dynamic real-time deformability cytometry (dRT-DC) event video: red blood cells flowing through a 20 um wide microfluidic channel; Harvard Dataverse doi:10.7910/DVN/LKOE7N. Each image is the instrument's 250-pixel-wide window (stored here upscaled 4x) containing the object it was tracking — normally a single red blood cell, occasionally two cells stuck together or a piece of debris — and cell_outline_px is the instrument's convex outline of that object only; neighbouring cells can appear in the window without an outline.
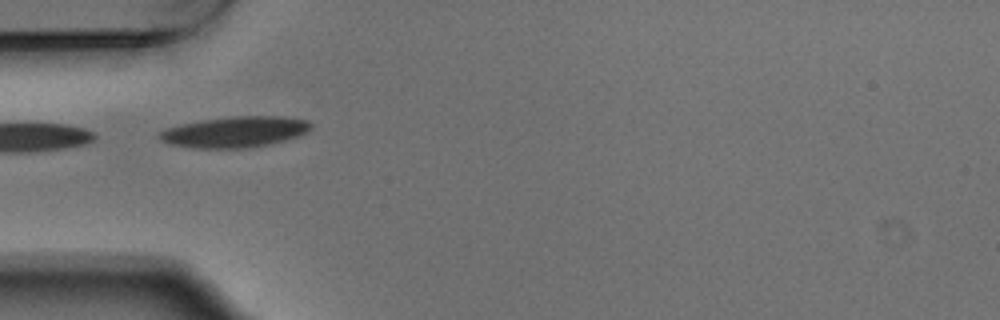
{"species": "Egyptian fruit bat (a non-hibernating species)", "species_latin": "Rousettus aegyptiacus", "temperature_condition": "warm", "stored_images_in_passage": 6, "camera_frame_rate_fps": 3000, "um_per_image_px": 0.085, "animal": {"sex": "male"}, "frame": {"image": 1, "passage_image": 3, "time_ms": 0.667, "image_size_px": [1000, 320], "cell_outline_px": [[312, 128], [308, 132], [272, 144], [248, 148], [196, 148], [172, 144], [160, 140], [156, 136], [164, 128], [180, 124], [200, 120], [232, 116], [284, 116], [308, 120], [312, 124]], "centroid_in_image_um": [19.97, 11.2], "position_along_channel_um": 65.0, "area_um2": 27.51}}
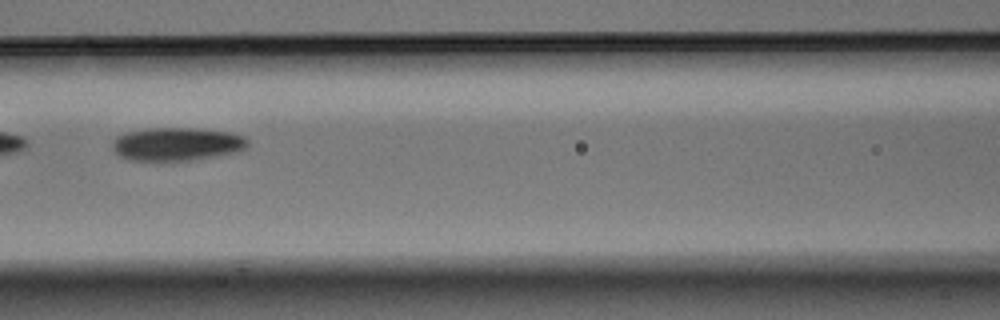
{"frame": {"image": 2, "passage_image": 5, "time_ms": 1.333, "image_size_px": [1000, 320], "cell_outline_px": [[248, 144], [244, 148], [236, 152], [216, 156], [192, 160], [128, 160], [120, 156], [112, 148], [112, 144], [116, 136], [124, 132], [148, 128], [196, 128], [228, 132], [244, 136], [248, 140]], "centroid_in_image_um": [15.01, 12.24], "position_along_channel_um": 151.6, "area_um2": 26.18}}
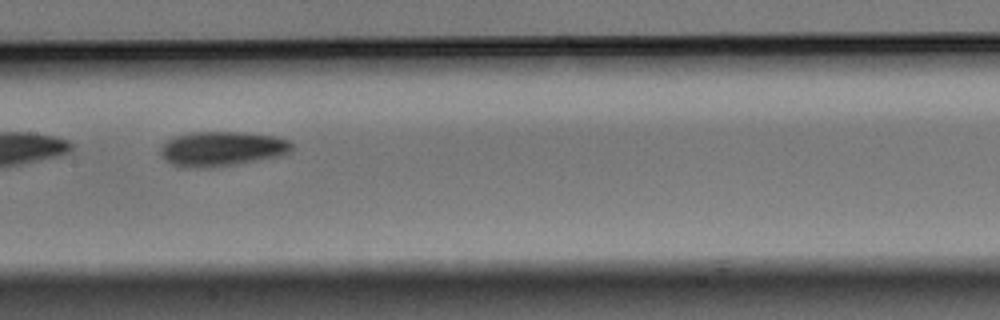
{"frame": {"image": 3, "passage_image": 6, "time_ms": 1.667, "image_size_px": [1000, 320], "cell_outline_px": [[292, 152], [280, 156], [208, 168], [196, 168], [172, 164], [160, 152], [164, 144], [172, 136], [188, 132], [244, 132], [276, 136], [292, 140]], "centroid_in_image_um": [18.92, 12.62], "position_along_channel_um": 188.5, "area_um2": 26.47}}